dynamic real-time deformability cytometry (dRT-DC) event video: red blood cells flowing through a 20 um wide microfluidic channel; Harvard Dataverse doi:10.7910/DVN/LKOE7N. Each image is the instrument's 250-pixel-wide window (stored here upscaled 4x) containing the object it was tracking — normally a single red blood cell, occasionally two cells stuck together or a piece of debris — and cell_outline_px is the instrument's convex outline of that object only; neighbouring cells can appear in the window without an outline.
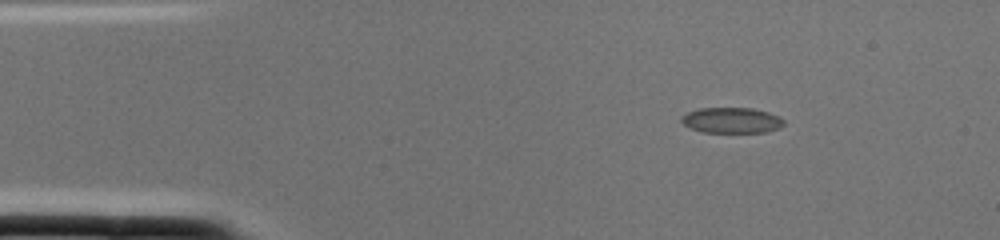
{"species": "common noctule bat (a hibernating species)", "species_latin": "Nyctalus noctula", "temperature_condition": "cold", "stored_images_in_passage": 1, "camera_frame_rate_fps": 3000, "um_per_image_px": 0.085, "animal": {"sex": "female", "body_mass_g": 22.0, "forearm_length_mm": 56.7}, "frame": {"image": 1, "passage_image": 1, "time_ms": 0.0, "image_size_px": [1000, 240], "cell_outline_px": [[784, 124], [780, 128], [768, 132], [700, 132], [684, 124], [680, 120], [680, 116], [688, 112], [700, 108], [752, 108], [768, 112], [780, 116], [784, 120]], "centroid_in_image_um": [62.21, 10.22], "position_along_channel_um": 22.8, "area_um2": 15.37}}